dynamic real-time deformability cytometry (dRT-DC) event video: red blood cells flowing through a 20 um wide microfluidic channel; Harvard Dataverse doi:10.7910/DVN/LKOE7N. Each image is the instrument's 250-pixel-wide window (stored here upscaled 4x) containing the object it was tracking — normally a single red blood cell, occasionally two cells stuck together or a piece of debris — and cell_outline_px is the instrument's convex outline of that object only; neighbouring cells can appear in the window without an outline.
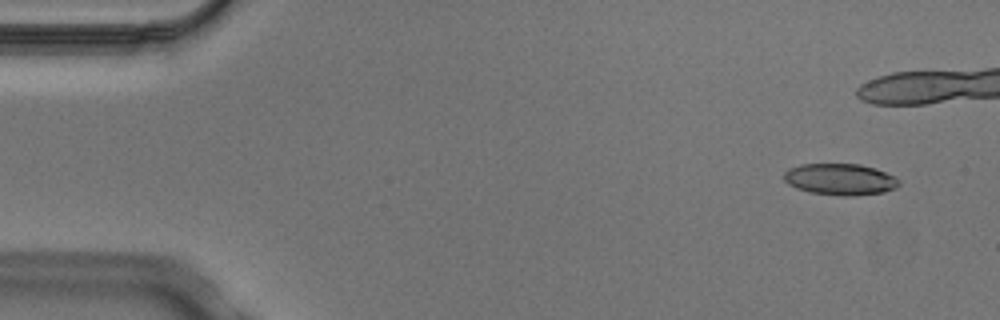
{"species": "Egyptian fruit bat (a non-hibernating species)", "species_latin": "Rousettus aegyptiacus", "temperature_condition": "cold", "stored_images_in_passage": 6, "camera_frame_rate_fps": 3000, "um_per_image_px": 0.085, "animal": {"sex": "male"}, "frame": {"image": 1, "passage_image": 1, "time_ms": 0.0, "image_size_px": [1000, 320], "cell_outline_px": [[900, 184], [896, 188], [884, 192], [852, 196], [844, 196], [808, 192], [796, 188], [788, 184], [784, 180], [784, 172], [788, 168], [800, 164], [860, 164], [876, 168], [900, 180]], "centroid_in_image_um": [71.39, 15.24], "position_along_channel_um": 13.6, "area_um2": 21.21}}
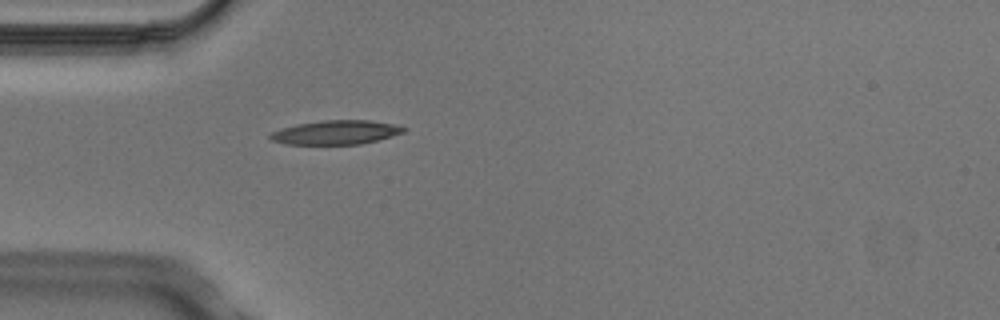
{"frame": {"image": 2, "passage_image": 6, "time_ms": 1.667, "image_size_px": [1000, 320], "cell_outline_px": [[408, 128], [404, 132], [392, 136], [360, 144], [288, 144], [272, 140], [268, 136], [272, 132], [280, 128], [296, 124], [324, 120], [368, 120], [392, 124]], "centroid_in_image_um": [28.54, 11.25], "position_along_channel_um": 56.5, "area_um2": 18.55}}